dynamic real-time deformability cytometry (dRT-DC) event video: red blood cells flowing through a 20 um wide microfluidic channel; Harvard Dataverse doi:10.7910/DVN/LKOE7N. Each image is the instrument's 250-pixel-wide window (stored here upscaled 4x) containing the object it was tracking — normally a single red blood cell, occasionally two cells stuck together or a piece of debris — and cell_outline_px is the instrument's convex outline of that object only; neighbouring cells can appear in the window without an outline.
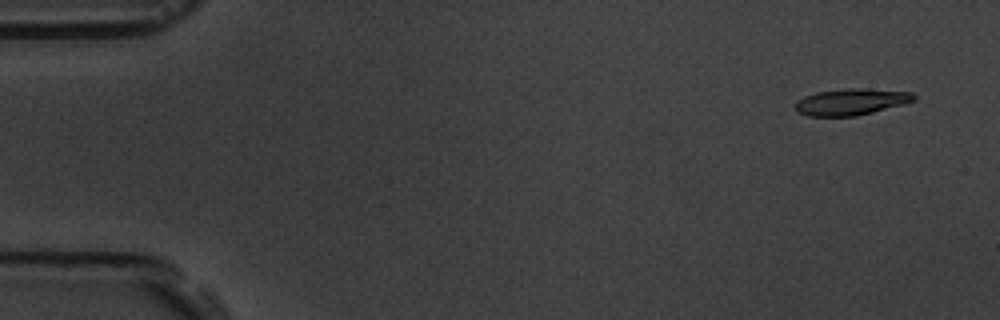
{"species": "common noctule bat (a hibernating species)", "species_latin": "Nyctalus noctula", "temperature_condition": "room temperature", "stored_images_in_passage": 5, "camera_frame_rate_fps": 3000, "um_per_image_px": 0.085, "animal": {"sex": "male", "body_mass_g": 19.5, "forearm_length_mm": 54.6}, "frame": {"image": 1, "passage_image": 1, "time_ms": 0.0, "image_size_px": [1000, 320], "cell_outline_px": [[916, 100], [904, 104], [856, 116], [808, 116], [796, 112], [796, 100], [804, 96], [816, 92], [848, 88], [860, 88], [912, 92], [916, 96]], "centroid_in_image_um": [72.34, 8.65], "position_along_channel_um": 12.7, "area_um2": 18.32}}
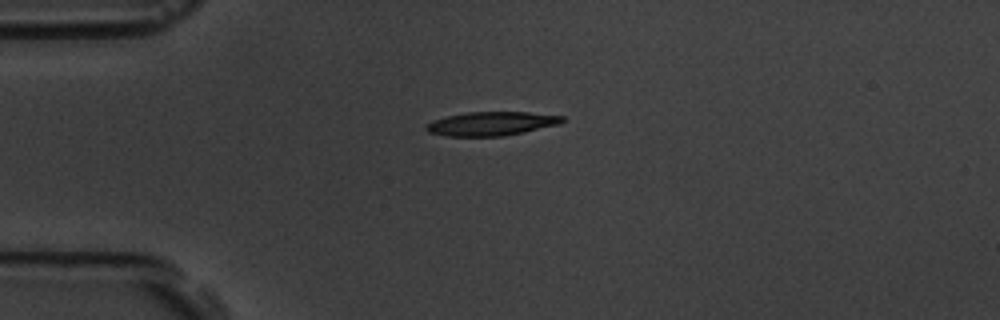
{"frame": {"image": 2, "passage_image": 4, "time_ms": 3.667, "image_size_px": [1000, 320], "cell_outline_px": [[568, 120], [560, 124], [524, 132], [504, 136], [448, 136], [428, 132], [424, 128], [432, 120], [448, 116], [468, 112], [528, 112], [564, 116]], "centroid_in_image_um": [41.82, 10.51], "position_along_channel_um": 43.2, "area_um2": 18.96}}